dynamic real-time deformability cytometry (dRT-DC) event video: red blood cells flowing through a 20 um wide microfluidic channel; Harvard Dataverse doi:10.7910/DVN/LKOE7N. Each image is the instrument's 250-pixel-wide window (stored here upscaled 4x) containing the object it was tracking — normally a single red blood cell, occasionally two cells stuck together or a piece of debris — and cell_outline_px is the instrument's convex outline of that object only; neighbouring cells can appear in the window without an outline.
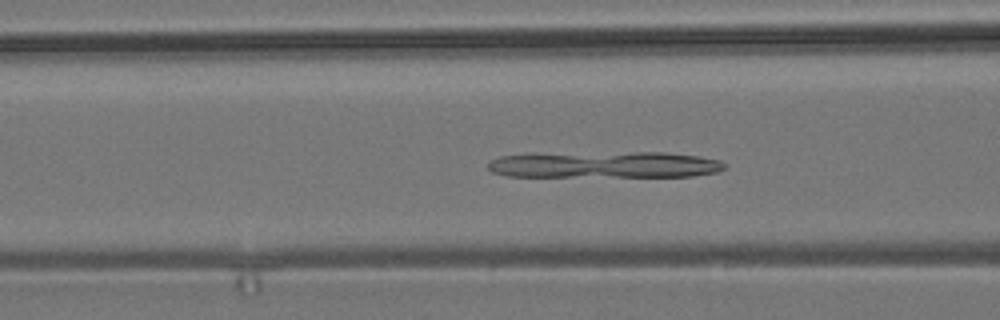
{"species": "common noctule bat (a hibernating species)", "species_latin": "Nyctalus noctula", "temperature_condition": "room temperature", "stored_images_in_passage": 53, "camera_frame_rate_fps": 3000, "um_per_image_px": 0.085, "animal": {"sex": "male", "body_mass_g": 19.2, "forearm_length_mm": 51.8}, "frame": {"image": 1, "passage_image": 20, "time_ms": 6.333, "image_size_px": [1000, 320], "cell_outline_px": [[724, 168], [716, 172], [692, 176], [508, 176], [492, 172], [488, 168], [488, 160], [500, 156], [528, 152], [668, 152], [700, 156], [720, 160], [724, 164]], "centroid_in_image_um": [51.29, 13.97], "position_along_channel_um": 115.3, "area_um2": 37.28}}
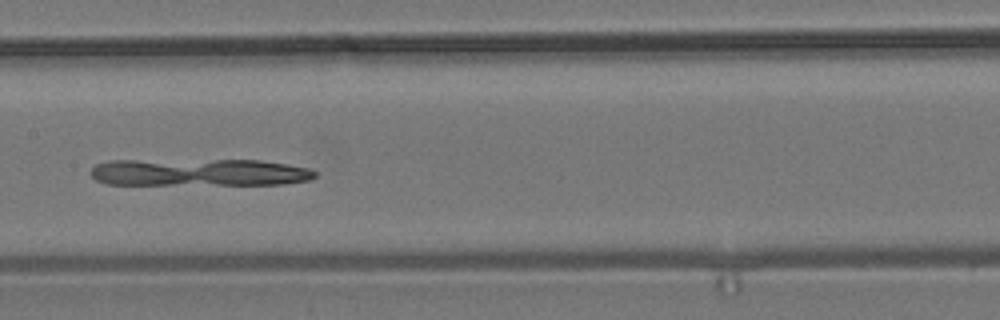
{"frame": {"image": 2, "passage_image": 26, "time_ms": 8.333, "image_size_px": [1000, 320], "cell_outline_px": [[316, 176], [308, 180], [284, 184], [108, 184], [96, 180], [88, 172], [96, 164], [108, 160], [260, 160], [288, 164], [308, 168], [316, 172]], "centroid_in_image_um": [16.9, 14.64], "position_along_channel_um": 190.5, "area_um2": 35.72}}
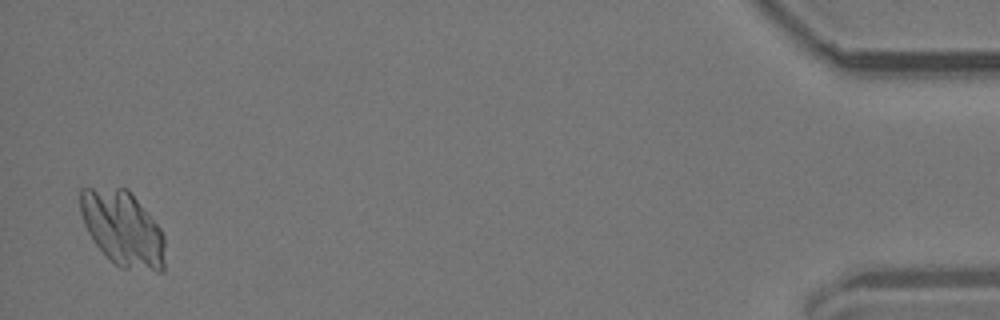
{"frame": {"image": 3, "passage_image": 52, "time_ms": 17.0, "image_size_px": [1000, 320], "cell_outline_px": [[164, 272], [156, 272], [120, 268], [92, 240], [84, 224], [80, 212], [80, 188], [128, 188], [160, 228], [164, 236]], "centroid_in_image_um": [10.44, 19.43], "position_along_channel_um": 424.8, "area_um2": 37.05}}